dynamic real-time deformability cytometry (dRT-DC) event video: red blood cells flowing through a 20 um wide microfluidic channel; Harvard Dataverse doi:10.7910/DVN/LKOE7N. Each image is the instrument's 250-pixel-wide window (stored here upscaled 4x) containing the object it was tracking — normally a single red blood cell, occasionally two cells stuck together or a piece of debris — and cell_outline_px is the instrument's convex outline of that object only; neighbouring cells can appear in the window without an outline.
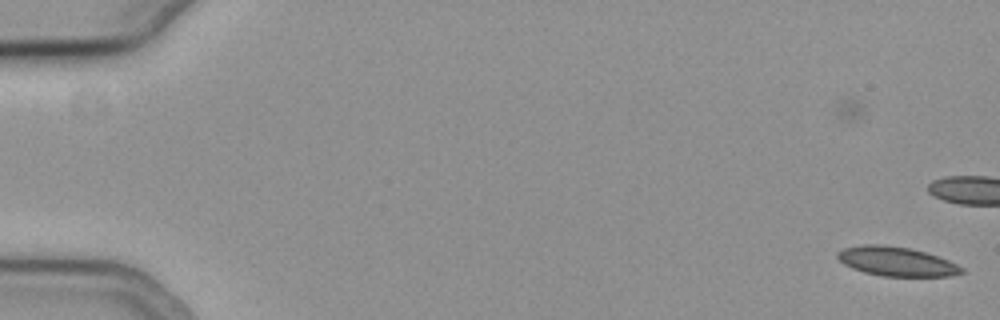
{"species": "common noctule bat (a hibernating species)", "species_latin": "Nyctalus noctula", "temperature_condition": "cold", "stored_images_in_passage": 20, "camera_frame_rate_fps": 3000, "um_per_image_px": 0.085, "animal": {"sex": "female", "body_mass_g": 19.3, "forearm_length_mm": 54.1}, "frame": {"image": 1, "passage_image": 1, "time_ms": 0.0, "image_size_px": [1000, 320], "cell_outline_px": [[964, 272], [952, 276], [880, 276], [864, 272], [852, 268], [844, 264], [836, 256], [836, 252], [844, 248], [864, 244], [880, 244], [912, 248], [948, 260], [964, 268]], "centroid_in_image_um": [76.18, 22.22], "position_along_channel_um": 8.8, "area_um2": 21.15}}